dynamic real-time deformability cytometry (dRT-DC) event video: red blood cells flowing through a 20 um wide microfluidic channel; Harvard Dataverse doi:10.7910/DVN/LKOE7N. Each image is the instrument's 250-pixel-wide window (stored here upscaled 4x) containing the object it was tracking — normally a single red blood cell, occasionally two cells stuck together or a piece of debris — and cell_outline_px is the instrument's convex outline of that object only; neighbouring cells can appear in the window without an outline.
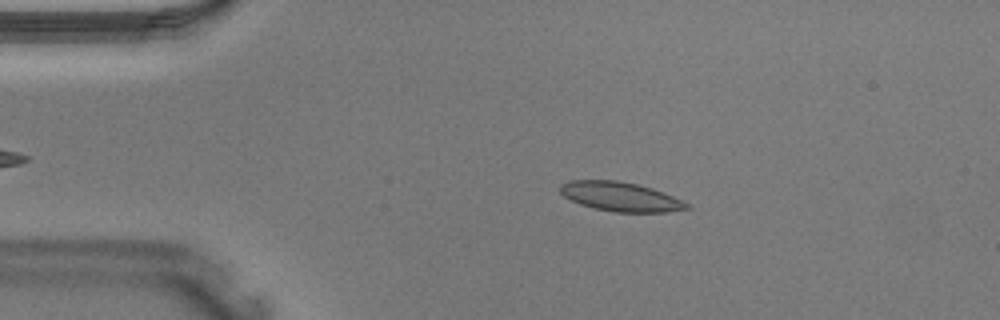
{"species": "Egyptian fruit bat (a non-hibernating species)", "species_latin": "Rousettus aegyptiacus", "temperature_condition": "warm", "stored_images_in_passage": 27, "camera_frame_rate_fps": 3000, "um_per_image_px": 0.085, "animal": {"sex": "male"}, "frame": {"image": 1, "passage_image": 6, "time_ms": 1.667, "image_size_px": [1000, 320], "cell_outline_px": [[692, 208], [664, 212], [616, 212], [592, 208], [580, 204], [564, 196], [560, 192], [560, 184], [572, 180], [616, 180], [636, 184], [652, 188], [672, 196], [688, 204]], "centroid_in_image_um": [52.71, 16.71], "position_along_channel_um": 32.3, "area_um2": 21.39}}
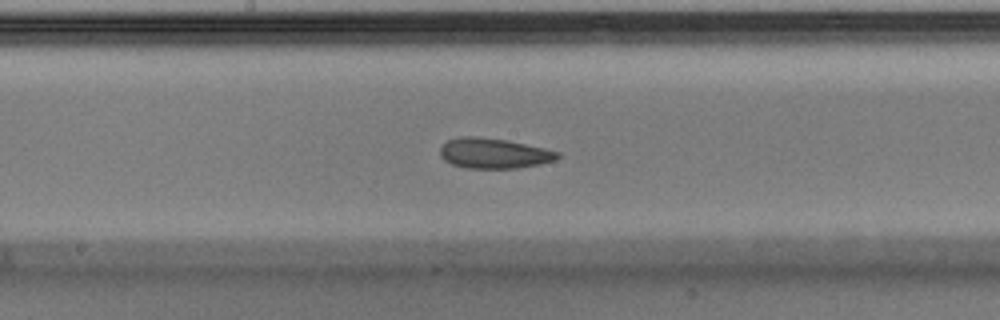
{"frame": {"image": 2, "passage_image": 19, "time_ms": 6.0, "image_size_px": [1000, 320], "cell_outline_px": [[560, 156], [556, 160], [540, 164], [516, 168], [464, 168], [452, 164], [444, 160], [440, 156], [440, 148], [448, 140], [460, 136], [476, 136], [508, 140], [544, 148], [560, 152]], "centroid_in_image_um": [41.97, 13.03], "position_along_channel_um": 206.2, "area_um2": 20.81}}
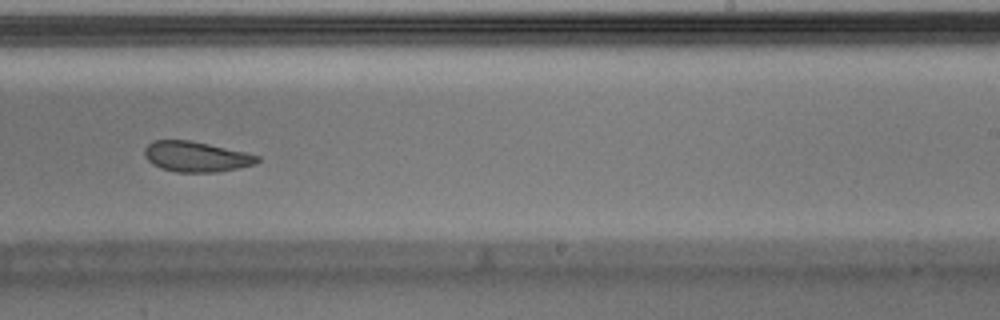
{"frame": {"image": 3, "passage_image": 23, "time_ms": 7.333, "image_size_px": [1000, 320], "cell_outline_px": [[260, 160], [256, 164], [216, 172], [176, 172], [160, 168], [152, 164], [144, 156], [144, 148], [152, 140], [188, 140], [208, 144], [244, 152], [260, 156]], "centroid_in_image_um": [16.63, 13.32], "position_along_channel_um": 272.4, "area_um2": 19.88}}